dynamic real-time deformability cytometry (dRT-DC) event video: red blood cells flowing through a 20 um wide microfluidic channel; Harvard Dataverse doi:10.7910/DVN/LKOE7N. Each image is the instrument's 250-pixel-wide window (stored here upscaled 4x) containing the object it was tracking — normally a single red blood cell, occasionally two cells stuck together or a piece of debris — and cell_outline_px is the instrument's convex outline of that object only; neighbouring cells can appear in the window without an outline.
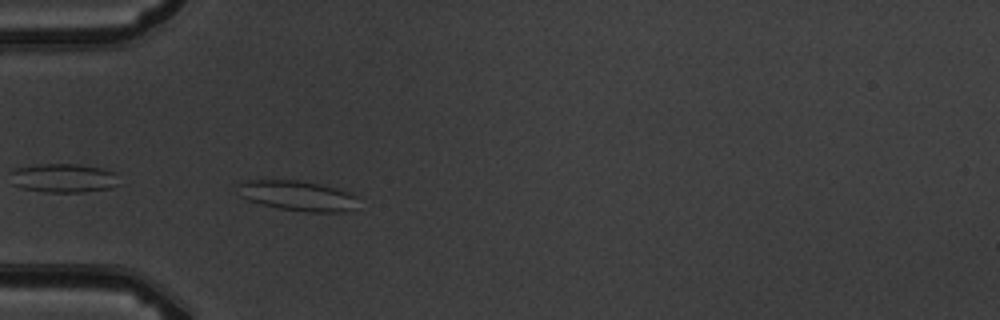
{"species": "common noctule bat (a hibernating species)", "species_latin": "Nyctalus noctula", "temperature_condition": "warm", "stored_images_in_passage": 4, "camera_frame_rate_fps": 3000, "um_per_image_px": 0.085, "animal": {"sex": "male", "body_mass_g": 19.5, "forearm_length_mm": 54.6}, "frame": {"image": 1, "passage_image": 3, "time_ms": 2.333, "image_size_px": [1000, 320], "cell_outline_px": [[356, 208], [344, 212], [308, 212], [280, 208], [260, 204], [248, 200], [240, 196], [236, 184], [248, 180], [300, 180], [336, 188], [348, 192], [356, 196]], "centroid_in_image_um": [25.27, 16.63], "position_along_channel_um": 59.7, "area_um2": 21.1}}
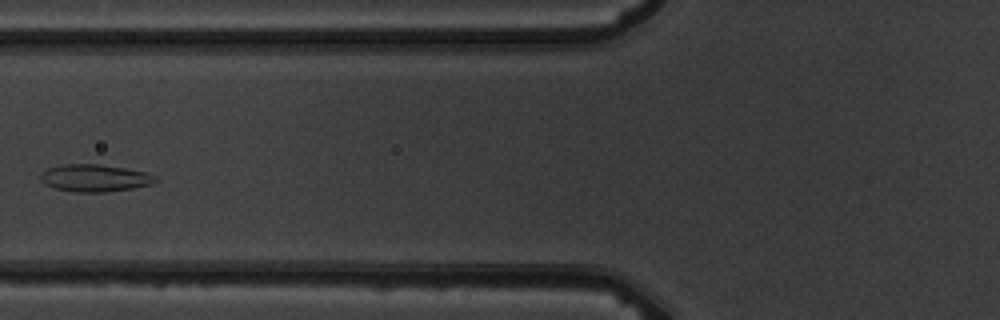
{"frame": {"image": 2, "passage_image": 4, "time_ms": 4.0, "image_size_px": [1000, 320], "cell_outline_px": [[160, 180], [152, 184], [132, 188], [104, 192], [76, 192], [56, 188], [44, 184], [40, 180], [40, 172], [48, 168], [60, 164], [100, 164], [124, 168], [144, 172], [156, 176]], "centroid_in_image_um": [8.03, 15.12], "position_along_channel_um": 117.8, "area_um2": 18.32}}